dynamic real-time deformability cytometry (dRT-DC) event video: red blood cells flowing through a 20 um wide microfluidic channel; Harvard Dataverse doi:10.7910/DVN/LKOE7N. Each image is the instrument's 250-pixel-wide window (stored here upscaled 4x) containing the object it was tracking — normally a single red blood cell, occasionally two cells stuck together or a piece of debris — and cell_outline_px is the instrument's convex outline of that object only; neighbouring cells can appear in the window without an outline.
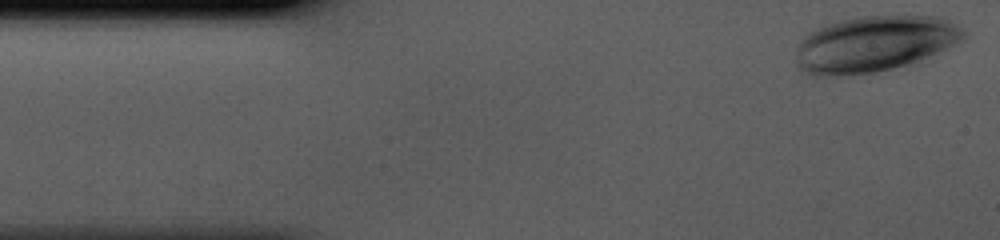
{"species": "human", "species_latin": "Homo sapiens", "temperature_condition": "cold", "stored_images_in_passage": 36, "camera_frame_rate_fps": 3000, "um_per_image_px": 0.085, "donor": {"sex": "male"}, "frame": {"image": 1, "passage_image": 1, "time_ms": 0.0, "image_size_px": [1000, 240], "cell_outline_px": [[964, 36], [960, 40], [920, 64], [876, 72], [836, 76], [812, 76], [804, 72], [796, 64], [796, 48], [800, 40], [804, 36], [816, 28], [828, 24], [844, 20], [864, 16], [936, 16], [948, 20], [956, 24], [964, 32]], "centroid_in_image_um": [74.31, 3.77], "position_along_channel_um": 10.7, "area_um2": 55.2}}
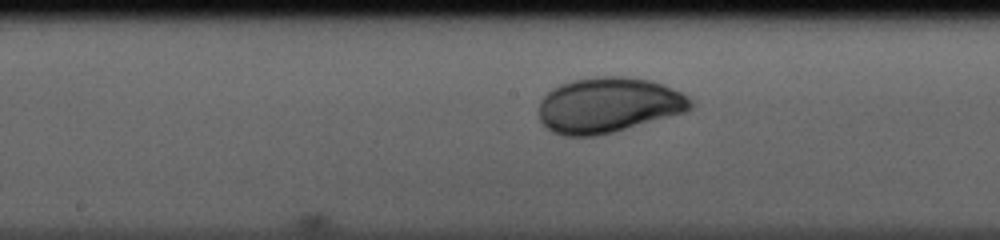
{"frame": {"image": 2, "passage_image": 20, "time_ms": 6.333, "image_size_px": [1000, 240], "cell_outline_px": [[692, 108], [684, 112], [612, 132], [596, 136], [560, 136], [552, 132], [540, 120], [540, 100], [552, 88], [560, 84], [572, 80], [596, 76], [624, 76], [652, 80], [664, 84], [688, 96], [692, 100]], "centroid_in_image_um": [51.7, 8.92], "position_along_channel_um": 196.5, "area_um2": 48.9}}
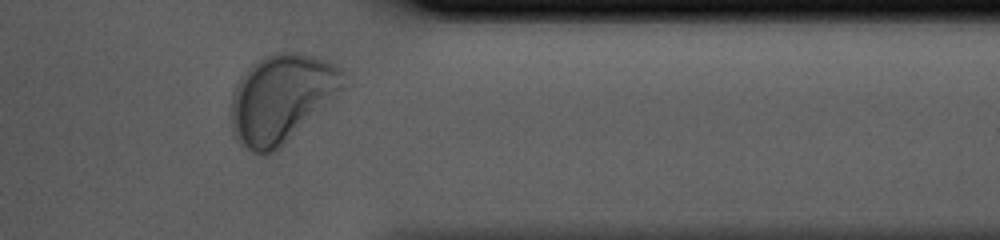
{"frame": {"image": 3, "passage_image": 34, "time_ms": 11.0, "image_size_px": [1000, 240], "cell_outline_px": [[348, 84], [344, 88], [276, 152], [264, 156], [252, 152], [236, 140], [232, 136], [232, 92], [240, 76], [252, 64], [264, 56], [276, 52], [296, 52], [328, 60], [344, 68]], "centroid_in_image_um": [23.94, 8.35], "position_along_channel_um": 387.5, "area_um2": 58.15}}